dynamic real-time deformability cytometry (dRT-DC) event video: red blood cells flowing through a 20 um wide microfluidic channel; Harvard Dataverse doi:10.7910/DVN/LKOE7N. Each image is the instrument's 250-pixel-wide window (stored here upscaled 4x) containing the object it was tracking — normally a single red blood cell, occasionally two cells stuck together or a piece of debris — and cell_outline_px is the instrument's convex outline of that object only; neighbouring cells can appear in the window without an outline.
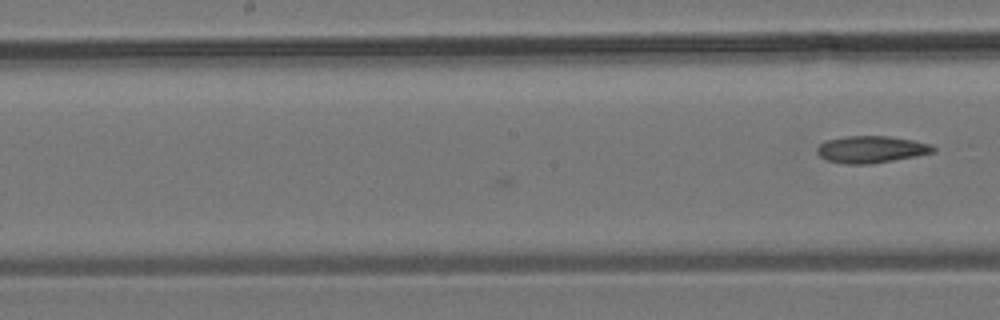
{"species": "common noctule bat (a hibernating species)", "species_latin": "Nyctalus noctula", "temperature_condition": "room temperature", "stored_images_in_passage": 6, "camera_frame_rate_fps": 3000, "um_per_image_px": 0.085, "animal": {"sex": "male", "body_mass_g": 19.2, "forearm_length_mm": 51.8}, "frame": {"image": 1, "passage_image": 6, "time_ms": 1.667, "image_size_px": [1000, 320], "cell_outline_px": [[936, 152], [916, 156], [872, 164], [844, 164], [828, 160], [820, 156], [816, 152], [816, 148], [820, 144], [828, 140], [844, 136], [888, 136], [912, 140], [932, 144], [936, 148]], "centroid_in_image_um": [74.07, 12.7], "position_along_channel_um": 174.1, "area_um2": 18.32}}